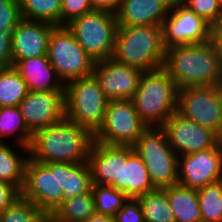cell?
<instances>
[{"mask_svg":"<svg viewBox=\"0 0 222 222\" xmlns=\"http://www.w3.org/2000/svg\"><path fill=\"white\" fill-rule=\"evenodd\" d=\"M21 196V192L13 185L0 180V213L5 211Z\"/></svg>","mask_w":222,"mask_h":222,"instance_id":"cell-36","label":"cell"},{"mask_svg":"<svg viewBox=\"0 0 222 222\" xmlns=\"http://www.w3.org/2000/svg\"><path fill=\"white\" fill-rule=\"evenodd\" d=\"M192 12L204 19L211 26L222 17L220 0H180Z\"/></svg>","mask_w":222,"mask_h":222,"instance_id":"cell-32","label":"cell"},{"mask_svg":"<svg viewBox=\"0 0 222 222\" xmlns=\"http://www.w3.org/2000/svg\"><path fill=\"white\" fill-rule=\"evenodd\" d=\"M142 73L140 69L107 58L95 62L92 74L109 100H131Z\"/></svg>","mask_w":222,"mask_h":222,"instance_id":"cell-16","label":"cell"},{"mask_svg":"<svg viewBox=\"0 0 222 222\" xmlns=\"http://www.w3.org/2000/svg\"><path fill=\"white\" fill-rule=\"evenodd\" d=\"M155 189L144 162L133 146L121 145L120 190L129 198L136 199Z\"/></svg>","mask_w":222,"mask_h":222,"instance_id":"cell-20","label":"cell"},{"mask_svg":"<svg viewBox=\"0 0 222 222\" xmlns=\"http://www.w3.org/2000/svg\"><path fill=\"white\" fill-rule=\"evenodd\" d=\"M202 222H222V179L197 190Z\"/></svg>","mask_w":222,"mask_h":222,"instance_id":"cell-28","label":"cell"},{"mask_svg":"<svg viewBox=\"0 0 222 222\" xmlns=\"http://www.w3.org/2000/svg\"><path fill=\"white\" fill-rule=\"evenodd\" d=\"M162 68L171 76L178 89L222 86V59L211 40L166 49Z\"/></svg>","mask_w":222,"mask_h":222,"instance_id":"cell-2","label":"cell"},{"mask_svg":"<svg viewBox=\"0 0 222 222\" xmlns=\"http://www.w3.org/2000/svg\"><path fill=\"white\" fill-rule=\"evenodd\" d=\"M9 143L0 142V180L5 181L20 192L24 186L25 167L29 159V155H19V151H14V148ZM19 155V156H18Z\"/></svg>","mask_w":222,"mask_h":222,"instance_id":"cell-25","label":"cell"},{"mask_svg":"<svg viewBox=\"0 0 222 222\" xmlns=\"http://www.w3.org/2000/svg\"><path fill=\"white\" fill-rule=\"evenodd\" d=\"M178 184L200 189L222 179V141L212 148L178 156Z\"/></svg>","mask_w":222,"mask_h":222,"instance_id":"cell-14","label":"cell"},{"mask_svg":"<svg viewBox=\"0 0 222 222\" xmlns=\"http://www.w3.org/2000/svg\"><path fill=\"white\" fill-rule=\"evenodd\" d=\"M95 213L92 191L63 201L49 216V222H84Z\"/></svg>","mask_w":222,"mask_h":222,"instance_id":"cell-24","label":"cell"},{"mask_svg":"<svg viewBox=\"0 0 222 222\" xmlns=\"http://www.w3.org/2000/svg\"><path fill=\"white\" fill-rule=\"evenodd\" d=\"M177 112L222 138V86H189L178 89Z\"/></svg>","mask_w":222,"mask_h":222,"instance_id":"cell-10","label":"cell"},{"mask_svg":"<svg viewBox=\"0 0 222 222\" xmlns=\"http://www.w3.org/2000/svg\"><path fill=\"white\" fill-rule=\"evenodd\" d=\"M93 9L106 10L115 13L120 6L121 0H90Z\"/></svg>","mask_w":222,"mask_h":222,"instance_id":"cell-39","label":"cell"},{"mask_svg":"<svg viewBox=\"0 0 222 222\" xmlns=\"http://www.w3.org/2000/svg\"><path fill=\"white\" fill-rule=\"evenodd\" d=\"M94 10L90 0H61L60 26Z\"/></svg>","mask_w":222,"mask_h":222,"instance_id":"cell-34","label":"cell"},{"mask_svg":"<svg viewBox=\"0 0 222 222\" xmlns=\"http://www.w3.org/2000/svg\"><path fill=\"white\" fill-rule=\"evenodd\" d=\"M165 49L178 45L201 44L211 40V25L180 0H174L162 23Z\"/></svg>","mask_w":222,"mask_h":222,"instance_id":"cell-12","label":"cell"},{"mask_svg":"<svg viewBox=\"0 0 222 222\" xmlns=\"http://www.w3.org/2000/svg\"><path fill=\"white\" fill-rule=\"evenodd\" d=\"M55 27L45 21L22 19L11 33L12 66L20 60L46 55Z\"/></svg>","mask_w":222,"mask_h":222,"instance_id":"cell-17","label":"cell"},{"mask_svg":"<svg viewBox=\"0 0 222 222\" xmlns=\"http://www.w3.org/2000/svg\"><path fill=\"white\" fill-rule=\"evenodd\" d=\"M91 188L88 162L40 163L29 157L21 196L49 217L63 201L89 193Z\"/></svg>","mask_w":222,"mask_h":222,"instance_id":"cell-1","label":"cell"},{"mask_svg":"<svg viewBox=\"0 0 222 222\" xmlns=\"http://www.w3.org/2000/svg\"><path fill=\"white\" fill-rule=\"evenodd\" d=\"M94 135L66 118L33 134L29 157L40 163L88 162Z\"/></svg>","mask_w":222,"mask_h":222,"instance_id":"cell-3","label":"cell"},{"mask_svg":"<svg viewBox=\"0 0 222 222\" xmlns=\"http://www.w3.org/2000/svg\"><path fill=\"white\" fill-rule=\"evenodd\" d=\"M133 149L144 162L156 188L178 184V155L161 127H148L137 139Z\"/></svg>","mask_w":222,"mask_h":222,"instance_id":"cell-7","label":"cell"},{"mask_svg":"<svg viewBox=\"0 0 222 222\" xmlns=\"http://www.w3.org/2000/svg\"><path fill=\"white\" fill-rule=\"evenodd\" d=\"M13 134L16 135L15 146L23 149V154L29 155L33 134L26 126L20 108L18 106H2L0 107V142L5 143L7 137L11 138L10 135L13 137Z\"/></svg>","mask_w":222,"mask_h":222,"instance_id":"cell-23","label":"cell"},{"mask_svg":"<svg viewBox=\"0 0 222 222\" xmlns=\"http://www.w3.org/2000/svg\"><path fill=\"white\" fill-rule=\"evenodd\" d=\"M140 203L145 222H175L167 193L155 189L136 198Z\"/></svg>","mask_w":222,"mask_h":222,"instance_id":"cell-26","label":"cell"},{"mask_svg":"<svg viewBox=\"0 0 222 222\" xmlns=\"http://www.w3.org/2000/svg\"><path fill=\"white\" fill-rule=\"evenodd\" d=\"M13 67L27 83L29 91H65L47 55L17 61Z\"/></svg>","mask_w":222,"mask_h":222,"instance_id":"cell-21","label":"cell"},{"mask_svg":"<svg viewBox=\"0 0 222 222\" xmlns=\"http://www.w3.org/2000/svg\"><path fill=\"white\" fill-rule=\"evenodd\" d=\"M84 222H115V219L111 216L98 214L95 212L88 220Z\"/></svg>","mask_w":222,"mask_h":222,"instance_id":"cell-40","label":"cell"},{"mask_svg":"<svg viewBox=\"0 0 222 222\" xmlns=\"http://www.w3.org/2000/svg\"><path fill=\"white\" fill-rule=\"evenodd\" d=\"M108 102L93 74L65 84V118L93 135L103 125Z\"/></svg>","mask_w":222,"mask_h":222,"instance_id":"cell-6","label":"cell"},{"mask_svg":"<svg viewBox=\"0 0 222 222\" xmlns=\"http://www.w3.org/2000/svg\"><path fill=\"white\" fill-rule=\"evenodd\" d=\"M147 128L132 100H109L103 125L94 135V141L108 145L133 146Z\"/></svg>","mask_w":222,"mask_h":222,"instance_id":"cell-11","label":"cell"},{"mask_svg":"<svg viewBox=\"0 0 222 222\" xmlns=\"http://www.w3.org/2000/svg\"><path fill=\"white\" fill-rule=\"evenodd\" d=\"M22 18L60 26L61 0H19Z\"/></svg>","mask_w":222,"mask_h":222,"instance_id":"cell-29","label":"cell"},{"mask_svg":"<svg viewBox=\"0 0 222 222\" xmlns=\"http://www.w3.org/2000/svg\"><path fill=\"white\" fill-rule=\"evenodd\" d=\"M131 100L147 127H162L177 111L178 88L163 68L145 71Z\"/></svg>","mask_w":222,"mask_h":222,"instance_id":"cell-5","label":"cell"},{"mask_svg":"<svg viewBox=\"0 0 222 222\" xmlns=\"http://www.w3.org/2000/svg\"><path fill=\"white\" fill-rule=\"evenodd\" d=\"M27 83L13 67L0 69V107H17L28 94Z\"/></svg>","mask_w":222,"mask_h":222,"instance_id":"cell-27","label":"cell"},{"mask_svg":"<svg viewBox=\"0 0 222 222\" xmlns=\"http://www.w3.org/2000/svg\"><path fill=\"white\" fill-rule=\"evenodd\" d=\"M95 212L115 217L116 213L128 201L129 197L112 186L92 184Z\"/></svg>","mask_w":222,"mask_h":222,"instance_id":"cell-30","label":"cell"},{"mask_svg":"<svg viewBox=\"0 0 222 222\" xmlns=\"http://www.w3.org/2000/svg\"><path fill=\"white\" fill-rule=\"evenodd\" d=\"M22 19L19 0H0V30L12 33Z\"/></svg>","mask_w":222,"mask_h":222,"instance_id":"cell-33","label":"cell"},{"mask_svg":"<svg viewBox=\"0 0 222 222\" xmlns=\"http://www.w3.org/2000/svg\"><path fill=\"white\" fill-rule=\"evenodd\" d=\"M114 219L115 222H145L140 203L133 198L128 199Z\"/></svg>","mask_w":222,"mask_h":222,"instance_id":"cell-35","label":"cell"},{"mask_svg":"<svg viewBox=\"0 0 222 222\" xmlns=\"http://www.w3.org/2000/svg\"><path fill=\"white\" fill-rule=\"evenodd\" d=\"M211 42L222 59V17L211 26Z\"/></svg>","mask_w":222,"mask_h":222,"instance_id":"cell-38","label":"cell"},{"mask_svg":"<svg viewBox=\"0 0 222 222\" xmlns=\"http://www.w3.org/2000/svg\"><path fill=\"white\" fill-rule=\"evenodd\" d=\"M0 222H49V217L34 203L20 196L0 213Z\"/></svg>","mask_w":222,"mask_h":222,"instance_id":"cell-31","label":"cell"},{"mask_svg":"<svg viewBox=\"0 0 222 222\" xmlns=\"http://www.w3.org/2000/svg\"><path fill=\"white\" fill-rule=\"evenodd\" d=\"M162 25L118 26L112 58L145 71L163 67Z\"/></svg>","mask_w":222,"mask_h":222,"instance_id":"cell-4","label":"cell"},{"mask_svg":"<svg viewBox=\"0 0 222 222\" xmlns=\"http://www.w3.org/2000/svg\"><path fill=\"white\" fill-rule=\"evenodd\" d=\"M162 189L167 193L175 222H202L196 189L180 184Z\"/></svg>","mask_w":222,"mask_h":222,"instance_id":"cell-22","label":"cell"},{"mask_svg":"<svg viewBox=\"0 0 222 222\" xmlns=\"http://www.w3.org/2000/svg\"><path fill=\"white\" fill-rule=\"evenodd\" d=\"M92 184L112 186L120 190L121 145L94 141L88 157Z\"/></svg>","mask_w":222,"mask_h":222,"instance_id":"cell-18","label":"cell"},{"mask_svg":"<svg viewBox=\"0 0 222 222\" xmlns=\"http://www.w3.org/2000/svg\"><path fill=\"white\" fill-rule=\"evenodd\" d=\"M66 26L95 61L112 58L118 29L115 13L94 9Z\"/></svg>","mask_w":222,"mask_h":222,"instance_id":"cell-8","label":"cell"},{"mask_svg":"<svg viewBox=\"0 0 222 222\" xmlns=\"http://www.w3.org/2000/svg\"><path fill=\"white\" fill-rule=\"evenodd\" d=\"M47 57L64 84L92 75L95 60L67 26H56L48 40Z\"/></svg>","mask_w":222,"mask_h":222,"instance_id":"cell-9","label":"cell"},{"mask_svg":"<svg viewBox=\"0 0 222 222\" xmlns=\"http://www.w3.org/2000/svg\"><path fill=\"white\" fill-rule=\"evenodd\" d=\"M18 107L34 134L65 119V91H29Z\"/></svg>","mask_w":222,"mask_h":222,"instance_id":"cell-15","label":"cell"},{"mask_svg":"<svg viewBox=\"0 0 222 222\" xmlns=\"http://www.w3.org/2000/svg\"><path fill=\"white\" fill-rule=\"evenodd\" d=\"M161 128L178 156L216 147L222 141L216 132L182 116L177 111Z\"/></svg>","mask_w":222,"mask_h":222,"instance_id":"cell-13","label":"cell"},{"mask_svg":"<svg viewBox=\"0 0 222 222\" xmlns=\"http://www.w3.org/2000/svg\"><path fill=\"white\" fill-rule=\"evenodd\" d=\"M174 0H121L118 26L162 25Z\"/></svg>","mask_w":222,"mask_h":222,"instance_id":"cell-19","label":"cell"},{"mask_svg":"<svg viewBox=\"0 0 222 222\" xmlns=\"http://www.w3.org/2000/svg\"><path fill=\"white\" fill-rule=\"evenodd\" d=\"M12 66L11 33L0 30V69Z\"/></svg>","mask_w":222,"mask_h":222,"instance_id":"cell-37","label":"cell"}]
</instances>
